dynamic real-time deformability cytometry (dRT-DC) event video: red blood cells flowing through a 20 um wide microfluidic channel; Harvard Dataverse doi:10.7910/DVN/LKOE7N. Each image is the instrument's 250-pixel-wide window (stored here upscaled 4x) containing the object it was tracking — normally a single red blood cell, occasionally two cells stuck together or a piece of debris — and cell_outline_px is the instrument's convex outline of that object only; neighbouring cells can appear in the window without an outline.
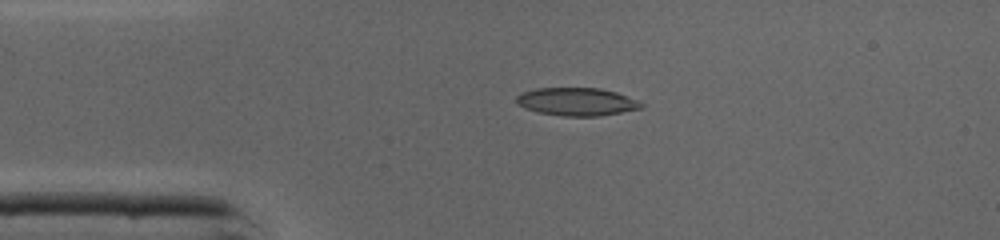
{"species": "common noctule bat (a hibernating species)", "species_latin": "Nyctalus noctula", "temperature_condition": "cold", "stored_images_in_passage": 34, "camera_frame_rate_fps": 3000, "um_per_image_px": 0.085, "animal": {"sex": "male", "body_mass_g": 19.0, "forearm_length_mm": 50.8}, "frame": {"image": 1, "passage_image": 3, "time_ms": 0.667, "image_size_px": [1000, 240], "cell_outline_px": [[644, 108], [600, 116], [560, 116], [540, 112], [528, 108], [520, 104], [516, 100], [516, 96], [520, 92], [536, 88], [600, 88], [616, 92], [636, 100], [644, 104]], "centroid_in_image_um": [49.05, 8.64], "position_along_channel_um": 35.9, "area_um2": 20.23}}
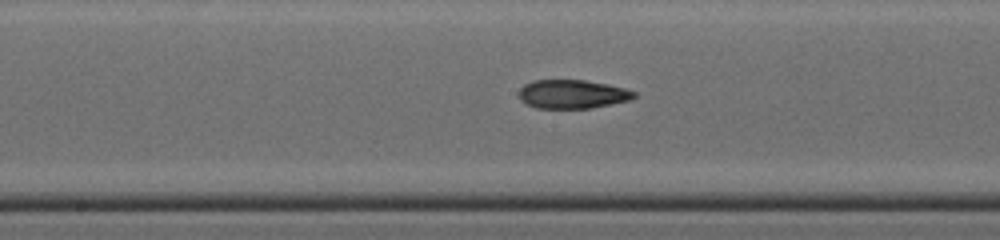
{"frame": {"image": 2, "passage_image": 16, "time_ms": 5.0, "image_size_px": [1000, 240], "cell_outline_px": [[636, 96], [628, 100], [592, 108], [536, 108], [520, 100], [520, 88], [524, 84], [532, 80], [584, 80], [608, 84], [624, 88], [636, 92]], "centroid_in_image_um": [48.64, 7.99], "position_along_channel_um": 199.6, "area_um2": 19.19}}
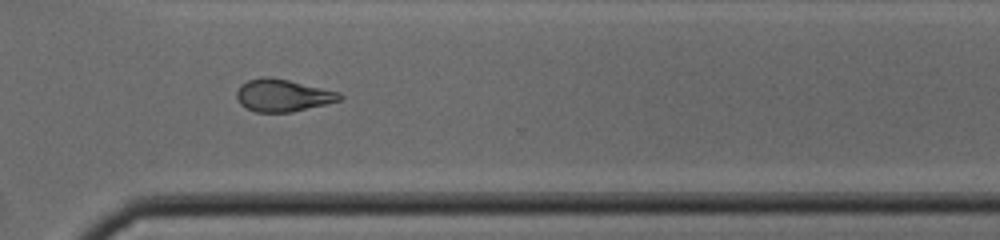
{"frame": {"image": 3, "passage_image": 26, "time_ms": 8.333, "image_size_px": [1000, 240], "cell_outline_px": [[344, 96], [340, 100], [292, 112], [256, 112], [240, 104], [236, 96], [236, 92], [240, 84], [248, 80], [264, 76], [268, 76], [288, 80], [340, 92]], "centroid_in_image_um": [24.01, 8.1], "position_along_channel_um": 346.6, "area_um2": 19.31}, "authors_computed_cell_mechanics": {"area_um2": 19.4786, "velocity_mm_per_s": 4.4058, "shape_relaxation_time_tau1_ms": null, "shape_relaxation_time_tau2_ms": 2.859, "deformation_change_tau1": null, "deformation_change_tau2": 0.1013}}